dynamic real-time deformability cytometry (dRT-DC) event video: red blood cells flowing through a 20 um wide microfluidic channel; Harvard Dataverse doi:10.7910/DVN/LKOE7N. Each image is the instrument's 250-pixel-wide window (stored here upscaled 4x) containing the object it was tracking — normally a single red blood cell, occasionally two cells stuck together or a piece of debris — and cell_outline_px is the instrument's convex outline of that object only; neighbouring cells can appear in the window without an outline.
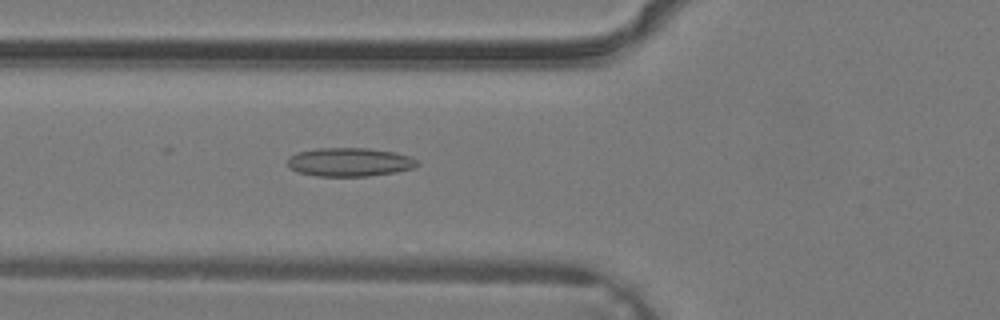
{"species": "common noctule bat (a hibernating species)", "species_latin": "Nyctalus noctula", "temperature_condition": "warm", "stored_images_in_passage": 36, "camera_frame_rate_fps": 3000, "um_per_image_px": 0.085, "animal": {"sex": "male", "body_mass_g": 19.2, "forearm_length_mm": 51.8}, "frame": {"image": 1, "passage_image": 14, "time_ms": 4.333, "image_size_px": [1000, 320], "cell_outline_px": [[420, 164], [412, 168], [396, 172], [368, 176], [316, 176], [296, 172], [288, 168], [288, 156], [296, 152], [316, 148], [368, 148], [396, 152], [408, 156], [416, 160]], "centroid_in_image_um": [29.66, 13.77], "position_along_channel_um": 96.1, "area_um2": 21.85}}
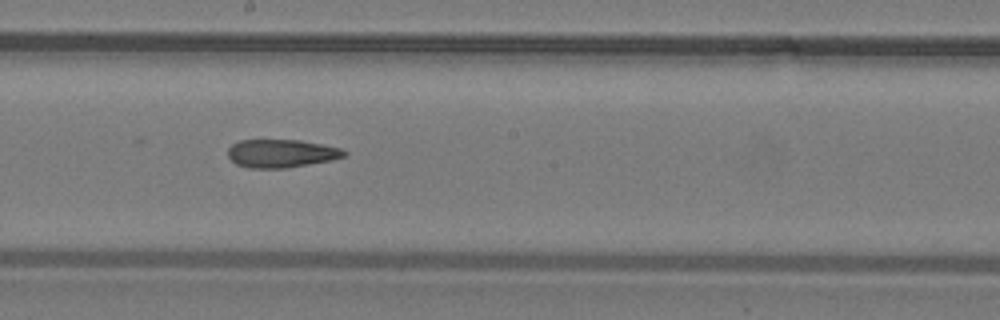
{"frame": {"image": 2, "passage_image": 21, "time_ms": 6.667, "image_size_px": [1000, 320], "cell_outline_px": [[348, 152], [344, 156], [332, 160], [288, 168], [248, 168], [236, 164], [228, 156], [228, 148], [232, 144], [240, 140], [300, 140], [324, 144], [340, 148]], "centroid_in_image_um": [23.92, 13.04], "position_along_channel_um": 224.3, "area_um2": 19.19}}
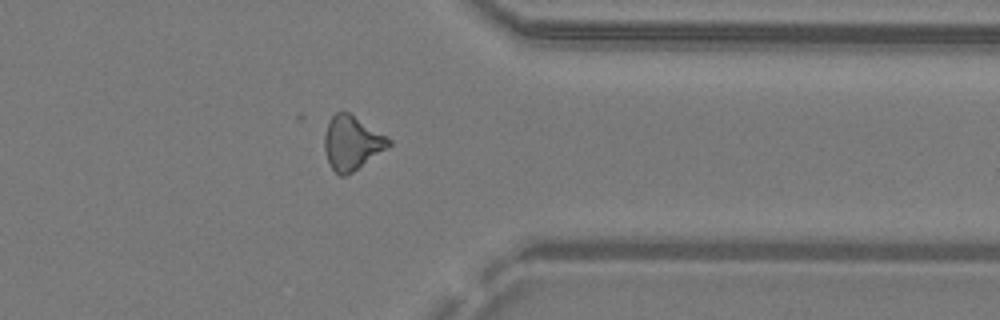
{"frame": {"image": 3, "passage_image": 30, "time_ms": 9.667, "image_size_px": [1000, 320], "cell_outline_px": [[392, 144], [388, 148], [352, 172], [344, 176], [340, 176], [332, 168], [328, 160], [324, 148], [324, 136], [328, 120], [336, 112], [348, 112], [388, 136], [392, 140]], "centroid_in_image_um": [29.92, 12.13], "position_along_channel_um": 381.5, "area_um2": 20.17}}